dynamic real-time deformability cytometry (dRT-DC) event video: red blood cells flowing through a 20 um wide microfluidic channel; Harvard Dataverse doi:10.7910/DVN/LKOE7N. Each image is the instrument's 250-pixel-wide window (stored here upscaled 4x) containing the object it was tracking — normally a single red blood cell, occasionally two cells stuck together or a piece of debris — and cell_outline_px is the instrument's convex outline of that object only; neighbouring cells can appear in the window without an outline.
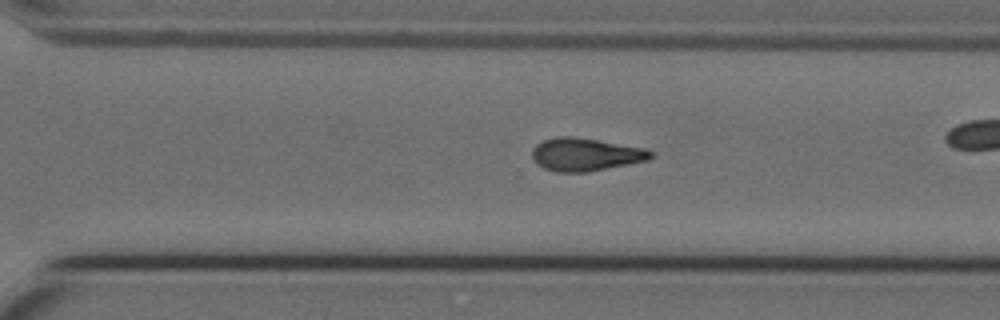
{"species": "Egyptian fruit bat (a non-hibernating species)", "species_latin": "Rousettus aegyptiacus", "temperature_condition": "cold", "stored_images_in_passage": 40, "camera_frame_rate_fps": 3000, "um_per_image_px": 0.085, "animal": {"sex": "female"}, "frame": {"image": 1, "passage_image": 23, "time_ms": 7.333, "image_size_px": [1000, 320], "cell_outline_px": [[656, 152], [648, 160], [588, 172], [556, 172], [544, 168], [536, 164], [532, 156], [532, 148], [536, 144], [544, 140], [556, 136], [568, 136], [596, 140], [648, 148]], "centroid_in_image_um": [49.78, 13.13], "position_along_channel_um": 320.8, "area_um2": 22.83}, "authors_computed_cell_mechanics": {"area_um2": 22.1952, "velocity_mm_per_s": 3.7477, "shape_relaxation_time_tau1_ms": null, "shape_relaxation_time_tau2_ms": 6.2795, "deformation_change_tau1": null, "deformation_change_tau2": 0.1644}}